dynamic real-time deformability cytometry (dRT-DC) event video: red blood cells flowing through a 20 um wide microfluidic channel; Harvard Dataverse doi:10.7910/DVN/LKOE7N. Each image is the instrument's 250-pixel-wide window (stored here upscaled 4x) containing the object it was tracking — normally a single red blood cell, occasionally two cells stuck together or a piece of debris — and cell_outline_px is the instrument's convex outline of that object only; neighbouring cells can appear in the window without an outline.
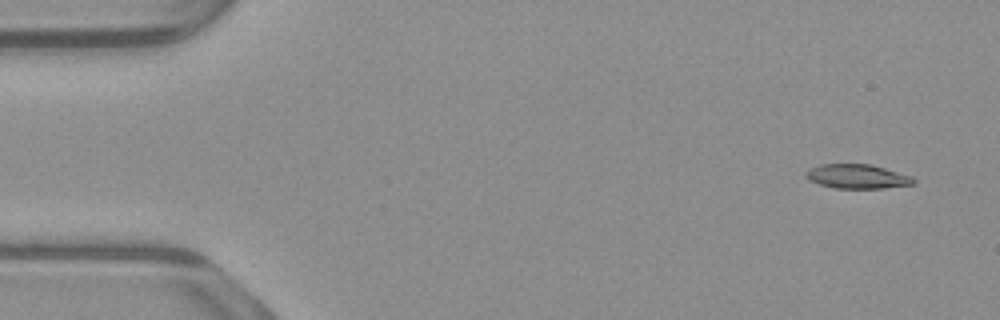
{"species": "common noctule bat (a hibernating species)", "species_latin": "Nyctalus noctula", "temperature_condition": "warm", "stored_images_in_passage": 48, "camera_frame_rate_fps": 3000, "um_per_image_px": 0.085, "animal": {"sex": "male", "body_mass_g": 23.1, "forearm_length_mm": 52.7}, "frame": {"image": 1, "passage_image": 3, "time_ms": 0.667, "image_size_px": [1000, 320], "cell_outline_px": [[916, 184], [884, 188], [832, 188], [808, 180], [804, 176], [804, 172], [820, 164], [872, 164], [912, 176], [916, 180]], "centroid_in_image_um": [72.88, 15.0], "position_along_channel_um": 12.1, "area_um2": 15.37}}
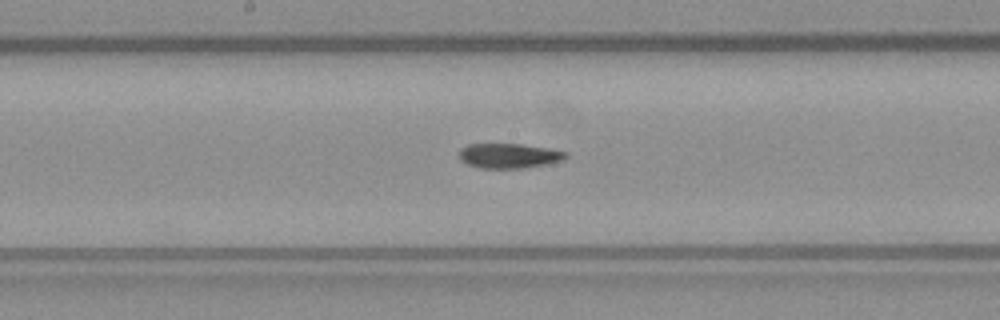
{"frame": {"image": 2, "passage_image": 27, "time_ms": 8.667, "image_size_px": [1000, 320], "cell_outline_px": [[568, 156], [564, 160], [524, 168], [480, 168], [468, 164], [460, 160], [460, 148], [468, 144], [520, 144], [548, 148], [568, 152]], "centroid_in_image_um": [43.27, 13.24], "position_along_channel_um": 204.9, "area_um2": 15.37}}
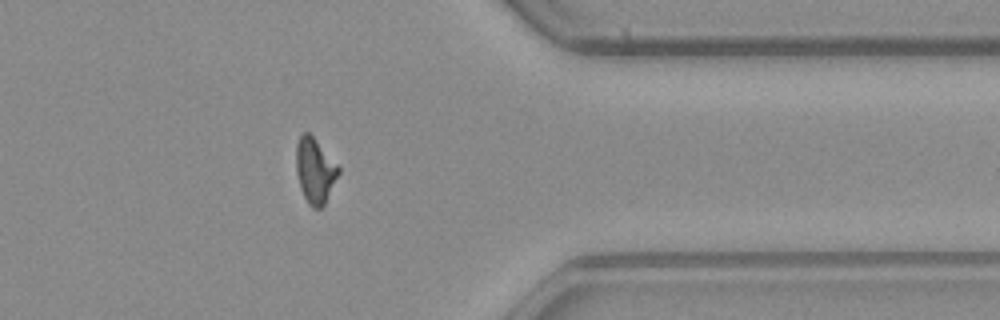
{"frame": {"image": 3, "passage_image": 42, "time_ms": 13.667, "image_size_px": [1000, 320], "cell_outline_px": [[340, 172], [324, 204], [320, 208], [312, 208], [308, 204], [300, 188], [296, 172], [296, 144], [300, 136], [304, 132], [308, 132], [312, 136], [340, 168]], "centroid_in_image_um": [26.75, 14.51], "position_along_channel_um": 384.6, "area_um2": 15.84}, "authors_computed_cell_mechanics": {"area_um2": 16.0684, "velocity_mm_per_s": 3.9131, "shape_relaxation_time_tau1_ms": null, "shape_relaxation_time_tau2_ms": 4.8564, "deformation_change_tau1": null, "deformation_change_tau2": 0.135}}